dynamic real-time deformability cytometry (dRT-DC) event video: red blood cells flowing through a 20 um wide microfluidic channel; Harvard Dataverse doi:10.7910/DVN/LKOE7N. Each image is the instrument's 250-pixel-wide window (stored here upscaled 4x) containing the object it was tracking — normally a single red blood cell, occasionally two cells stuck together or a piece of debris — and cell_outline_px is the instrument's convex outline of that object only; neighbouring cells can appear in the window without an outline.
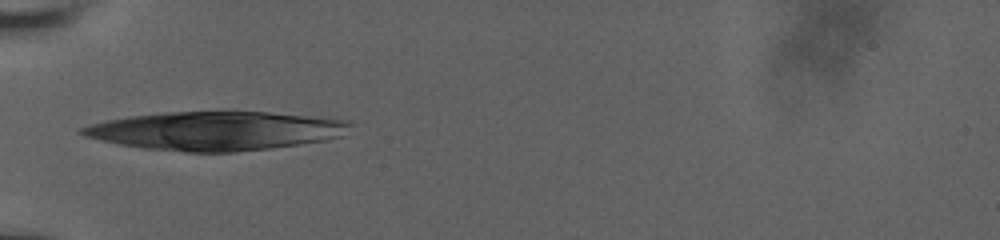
{"species": "human", "species_latin": "Homo sapiens", "temperature_condition": "room temperature", "stored_images_in_passage": 4, "camera_frame_rate_fps": 3000, "um_per_image_px": 0.085, "donor": {"sex": "male"}, "frame": {"image": 1, "passage_image": 1, "time_ms": 0.0, "image_size_px": [1000, 240], "cell_outline_px": [[352, 124], [340, 136], [324, 140], [300, 144], [272, 148], [232, 152], [188, 152], [144, 148], [120, 144], [100, 140], [84, 136], [76, 132], [80, 128], [92, 124], [108, 120], [128, 116], [168, 112], [232, 108], [352, 120]], "centroid_in_image_um": [18.36, 11.07], "position_along_channel_um": 66.6, "area_um2": 61.79}}
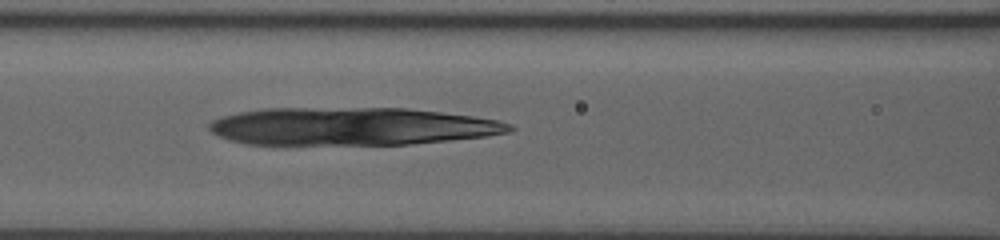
{"frame": {"image": 2, "passage_image": 4, "time_ms": 2.0, "image_size_px": [1000, 240], "cell_outline_px": [[516, 128], [508, 132], [488, 136], [408, 144], [244, 144], [228, 140], [212, 132], [208, 128], [208, 124], [212, 120], [220, 116], [240, 112], [264, 108], [408, 108], [472, 116], [496, 120], [512, 124]], "centroid_in_image_um": [29.86, 10.74], "position_along_channel_um": 136.7, "area_um2": 66.07}}